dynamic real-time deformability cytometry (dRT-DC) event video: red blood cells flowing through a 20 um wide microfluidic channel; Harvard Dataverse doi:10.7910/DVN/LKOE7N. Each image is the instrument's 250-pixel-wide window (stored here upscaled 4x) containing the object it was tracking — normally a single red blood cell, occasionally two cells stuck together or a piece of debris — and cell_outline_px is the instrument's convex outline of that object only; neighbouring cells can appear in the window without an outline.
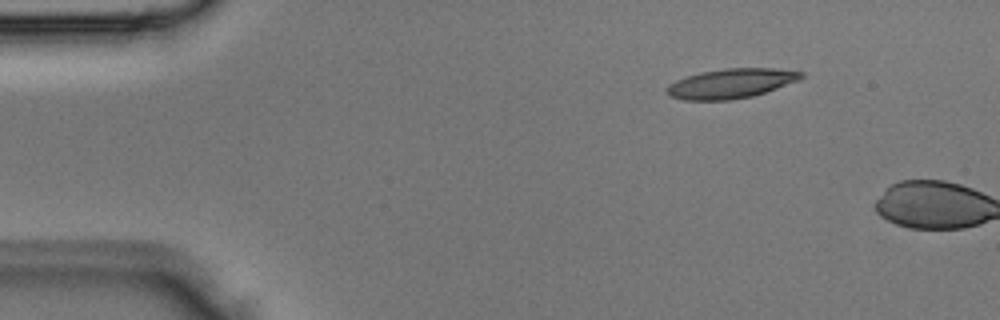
{"species": "Egyptian fruit bat (a non-hibernating species)", "species_latin": "Rousettus aegyptiacus", "temperature_condition": "room temperature", "stored_images_in_passage": 2, "camera_frame_rate_fps": 3000, "um_per_image_px": 0.085, "animal": {"sex": "male"}, "frame": {"image": 1, "passage_image": 2, "time_ms": 0.333, "image_size_px": [1000, 320], "cell_outline_px": [[804, 76], [800, 80], [752, 96], [728, 100], [684, 100], [668, 96], [664, 92], [668, 84], [676, 80], [700, 72], [724, 68], [776, 68], [804, 72]], "centroid_in_image_um": [62.11, 7.09], "position_along_channel_um": 22.9, "area_um2": 23.29}}